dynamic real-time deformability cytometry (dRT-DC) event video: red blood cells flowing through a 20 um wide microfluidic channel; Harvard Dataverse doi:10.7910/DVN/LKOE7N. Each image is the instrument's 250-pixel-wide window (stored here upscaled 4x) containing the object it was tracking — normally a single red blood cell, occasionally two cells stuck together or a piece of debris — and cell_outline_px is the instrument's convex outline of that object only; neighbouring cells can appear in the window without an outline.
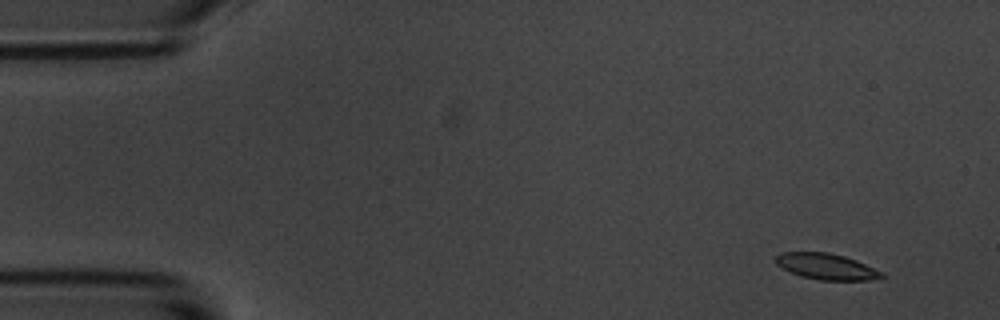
{"species": "common noctule bat (a hibernating species)", "species_latin": "Nyctalus noctula", "temperature_condition": "room temperature", "stored_images_in_passage": 5, "camera_frame_rate_fps": 3000, "um_per_image_px": 0.085, "animal": {"sex": "male", "body_mass_g": 20.1, "forearm_length_mm": 53.5}, "frame": {"image": 1, "passage_image": 2, "time_ms": 1.333, "image_size_px": [1000, 320], "cell_outline_px": [[884, 276], [868, 280], [820, 280], [800, 276], [776, 264], [776, 256], [780, 252], [828, 252], [844, 256], [856, 260], [884, 272]], "centroid_in_image_um": [70.25, 22.65], "position_along_channel_um": 14.7, "area_um2": 15.95}}